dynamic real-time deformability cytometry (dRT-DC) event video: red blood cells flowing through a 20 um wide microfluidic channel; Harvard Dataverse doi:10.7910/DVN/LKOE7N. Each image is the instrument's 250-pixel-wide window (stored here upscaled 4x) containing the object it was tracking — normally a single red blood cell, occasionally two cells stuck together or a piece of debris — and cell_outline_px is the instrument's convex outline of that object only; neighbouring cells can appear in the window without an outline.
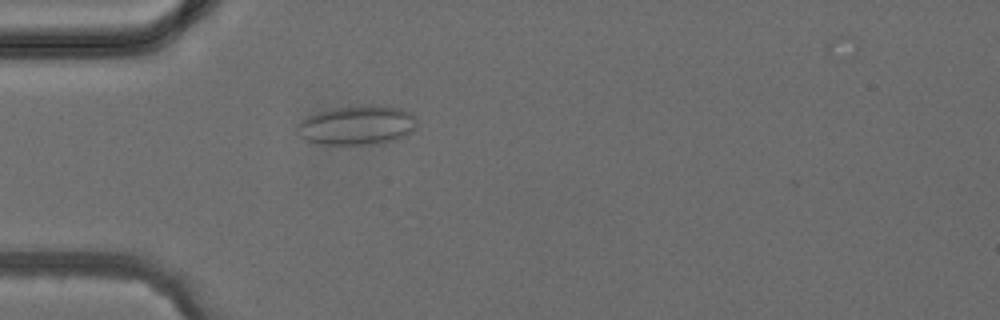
{"species": "common noctule bat (a hibernating species)", "species_latin": "Nyctalus noctula", "temperature_condition": "cold", "stored_images_in_passage": 4, "camera_frame_rate_fps": 3000, "um_per_image_px": 0.085, "animal": {"sex": "female", "body_mass_g": 24.6, "forearm_length_mm": 56.2}, "frame": {"image": 1, "passage_image": 4, "time_ms": 3.333, "image_size_px": [1000, 320], "cell_outline_px": [[416, 128], [408, 136], [396, 140], [376, 144], [324, 144], [308, 140], [300, 136], [296, 132], [296, 124], [300, 120], [308, 116], [320, 112], [336, 108], [372, 104], [376, 104], [400, 108], [412, 112], [416, 120]], "centroid_in_image_um": [30.4, 10.64], "position_along_channel_um": 54.6, "area_um2": 27.69}}